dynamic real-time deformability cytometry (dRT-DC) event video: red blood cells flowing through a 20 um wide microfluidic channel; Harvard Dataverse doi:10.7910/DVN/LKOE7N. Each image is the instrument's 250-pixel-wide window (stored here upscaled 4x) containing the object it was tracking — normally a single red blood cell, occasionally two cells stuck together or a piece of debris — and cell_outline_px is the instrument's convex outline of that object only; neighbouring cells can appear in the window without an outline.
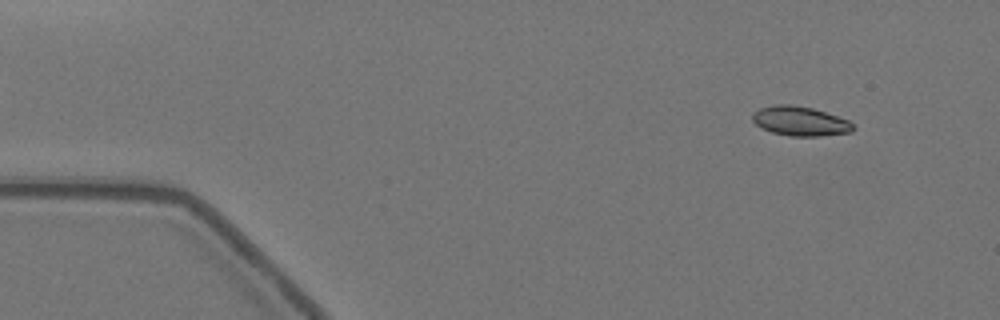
{"species": "Egyptian fruit bat (a non-hibernating species)", "species_latin": "Rousettus aegyptiacus", "temperature_condition": "warm", "stored_images_in_passage": 53, "camera_frame_rate_fps": 3000, "um_per_image_px": 0.085, "animal": {"sex": "female"}, "frame": {"image": 1, "passage_image": 1, "time_ms": 0.0, "image_size_px": [1000, 320], "cell_outline_px": [[856, 128], [852, 132], [820, 136], [788, 136], [772, 132], [760, 128], [752, 120], [752, 112], [760, 108], [776, 104], [792, 104], [812, 108], [848, 120], [856, 124]], "centroid_in_image_um": [68.01, 10.3], "position_along_channel_um": 17.0, "area_um2": 17.46}}
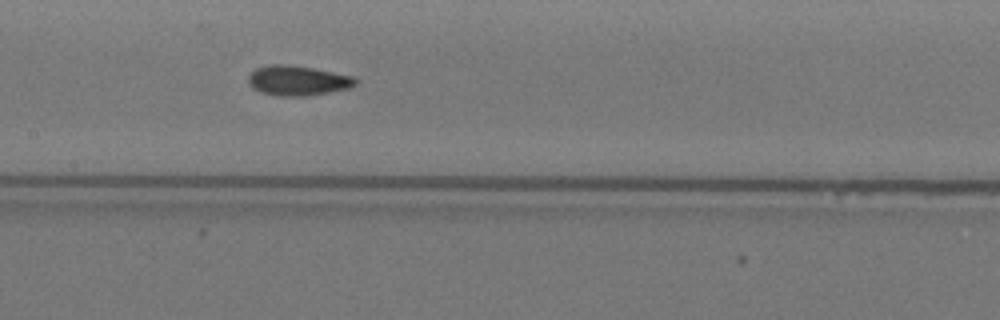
{"frame": {"image": 2, "passage_image": 23, "time_ms": 7.333, "image_size_px": [1000, 320], "cell_outline_px": [[356, 84], [348, 88], [328, 92], [304, 96], [276, 96], [260, 92], [252, 88], [248, 80], [248, 76], [256, 68], [272, 64], [284, 64], [312, 68], [352, 76], [356, 80]], "centroid_in_image_um": [25.25, 6.85], "position_along_channel_um": 182.1, "area_um2": 18.44}}
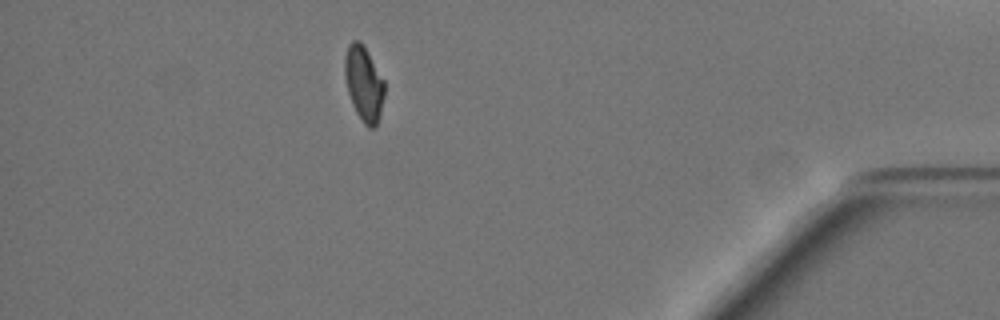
{"frame": {"image": 3, "passage_image": 46, "time_ms": 15.0, "image_size_px": [1000, 320], "cell_outline_px": [[384, 96], [380, 116], [376, 128], [368, 128], [364, 124], [356, 112], [352, 104], [348, 92], [344, 76], [344, 56], [348, 44], [352, 40], [360, 40], [368, 52], [384, 80]], "centroid_in_image_um": [30.92, 7.1], "position_along_channel_um": 404.3, "area_um2": 17.57}, "authors_computed_cell_mechanics": {"area_um2": 17.8602, "velocity_mm_per_s": 3.5293, "shape_relaxation_time_tau1_ms": null, "shape_relaxation_time_tau2_ms": 2.2718, "deformation_change_tau1": null, "deformation_change_tau2": 0.0517}}